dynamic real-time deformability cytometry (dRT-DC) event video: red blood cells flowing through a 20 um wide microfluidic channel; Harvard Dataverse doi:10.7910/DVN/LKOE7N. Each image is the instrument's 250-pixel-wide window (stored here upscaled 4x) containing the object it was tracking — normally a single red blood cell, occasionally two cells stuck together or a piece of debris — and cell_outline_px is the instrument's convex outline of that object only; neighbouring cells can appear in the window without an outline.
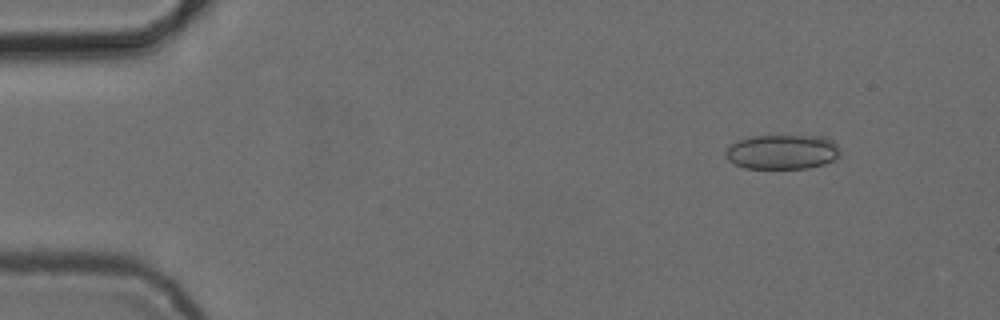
{"species": "common noctule bat (a hibernating species)", "species_latin": "Nyctalus noctula", "temperature_condition": "cold", "stored_images_in_passage": 4, "camera_frame_rate_fps": 3000, "um_per_image_px": 0.085, "animal": {"sex": "female", "body_mass_g": 24.6, "forearm_length_mm": 56.2}, "frame": {"image": 1, "passage_image": 2, "time_ms": 1.333, "image_size_px": [1000, 320], "cell_outline_px": [[840, 152], [832, 160], [824, 164], [808, 168], [744, 168], [728, 160], [724, 156], [724, 152], [732, 144], [740, 140], [752, 136], [824, 136], [832, 140], [840, 148]], "centroid_in_image_um": [66.49, 12.91], "position_along_channel_um": 18.5, "area_um2": 23.0}}
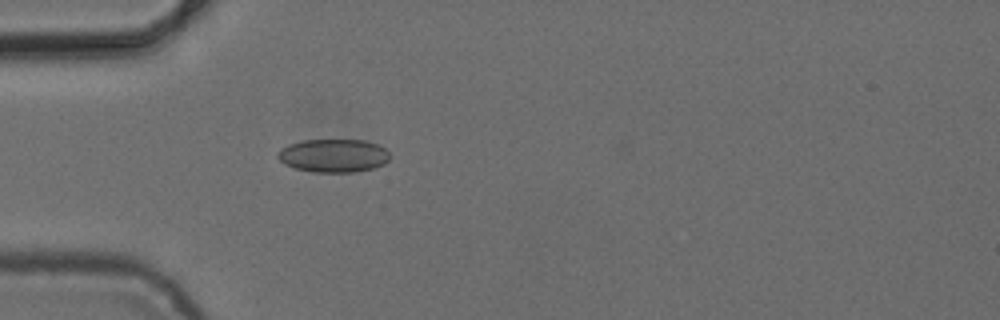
{"frame": {"image": 2, "passage_image": 4, "time_ms": 4.667, "image_size_px": [1000, 320], "cell_outline_px": [[388, 160], [384, 164], [372, 168], [352, 172], [316, 172], [296, 168], [284, 164], [276, 156], [280, 148], [288, 144], [304, 140], [364, 140], [376, 144], [384, 148], [388, 152]], "centroid_in_image_um": [28.31, 13.22], "position_along_channel_um": 56.7, "area_um2": 21.56}}